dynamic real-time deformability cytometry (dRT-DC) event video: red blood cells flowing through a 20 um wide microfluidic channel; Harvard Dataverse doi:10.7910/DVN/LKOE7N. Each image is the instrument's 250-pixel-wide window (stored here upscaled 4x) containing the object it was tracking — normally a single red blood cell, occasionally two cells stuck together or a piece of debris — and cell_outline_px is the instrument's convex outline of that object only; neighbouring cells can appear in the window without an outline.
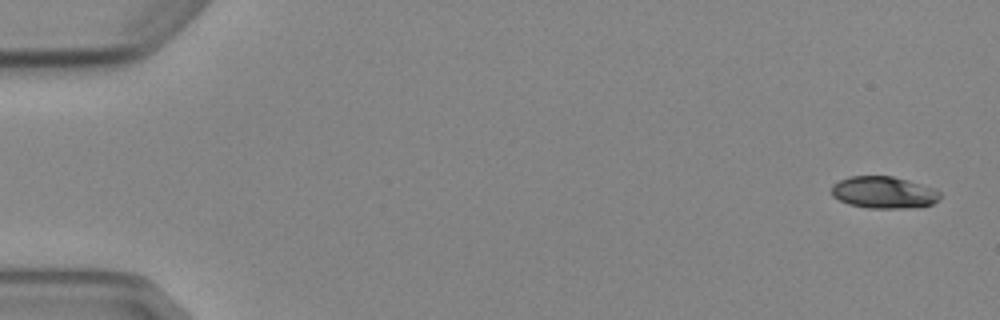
{"species": "Egyptian fruit bat (a non-hibernating species)", "species_latin": "Rousettus aegyptiacus", "temperature_condition": "cold", "stored_images_in_passage": 5, "camera_frame_rate_fps": 3000, "um_per_image_px": 0.085, "animal": {"sex": "female"}, "frame": {"image": 1, "passage_image": 1, "time_ms": 0.0, "image_size_px": [1000, 320], "cell_outline_px": [[940, 200], [932, 204], [904, 208], [868, 208], [848, 204], [832, 196], [832, 184], [848, 176], [892, 176], [908, 180], [936, 188], [940, 192]], "centroid_in_image_um": [75.13, 16.35], "position_along_channel_um": 9.9, "area_um2": 20.29}}
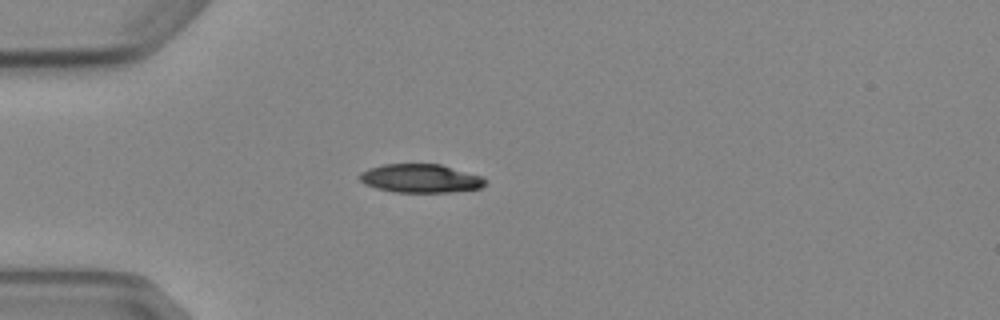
{"frame": {"image": 2, "passage_image": 4, "time_ms": 4.333, "image_size_px": [1000, 320], "cell_outline_px": [[488, 180], [480, 188], [448, 192], [396, 192], [376, 188], [364, 184], [360, 180], [360, 172], [368, 168], [384, 164], [440, 164], [484, 176]], "centroid_in_image_um": [35.76, 15.16], "position_along_channel_um": 49.2, "area_um2": 20.98}}